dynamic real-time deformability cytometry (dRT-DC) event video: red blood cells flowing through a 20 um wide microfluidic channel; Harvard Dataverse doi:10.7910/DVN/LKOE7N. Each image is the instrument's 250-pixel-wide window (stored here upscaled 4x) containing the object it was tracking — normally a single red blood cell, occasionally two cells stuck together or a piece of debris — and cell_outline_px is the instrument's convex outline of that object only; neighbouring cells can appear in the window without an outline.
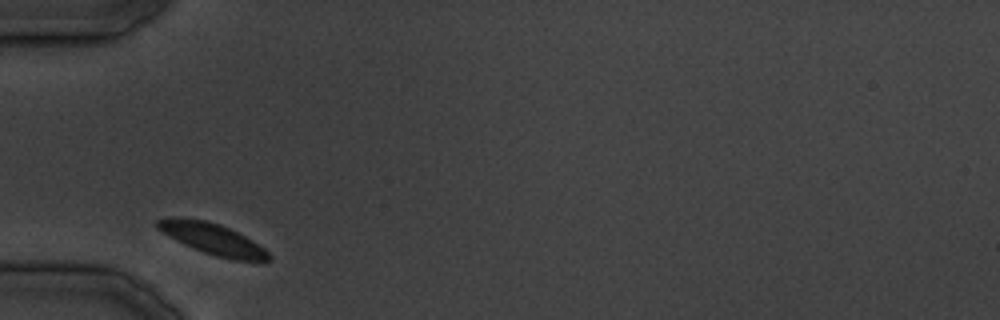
{"species": "common noctule bat (a hibernating species)", "species_latin": "Nyctalus noctula", "temperature_condition": "cold", "stored_images_in_passage": 24, "camera_frame_rate_fps": 3000, "um_per_image_px": 0.085, "animal": {"sex": "male", "body_mass_g": 19.5, "forearm_length_mm": 54.6}, "frame": {"image": 1, "passage_image": 1, "time_ms": 0.0, "image_size_px": [1000, 320], "cell_outline_px": [[272, 260], [264, 264], [232, 260], [216, 256], [192, 248], [160, 232], [156, 228], [156, 220], [172, 216], [176, 216], [204, 220], [220, 224], [252, 240], [264, 248], [272, 256]], "centroid_in_image_um": [18.12, 20.34], "position_along_channel_um": 66.9, "area_um2": 20.81}}
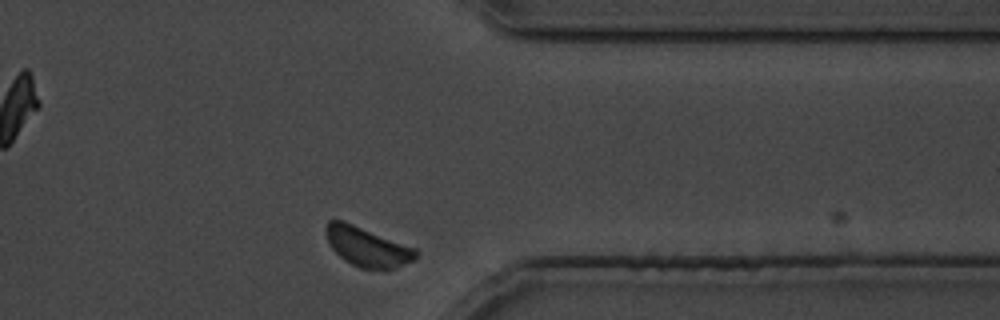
{"frame": {"image": 2, "passage_image": 21, "time_ms": 24.333, "image_size_px": [1000, 320], "cell_outline_px": [[420, 252], [416, 260], [384, 272], [360, 268], [344, 260], [328, 244], [324, 228], [328, 220], [344, 220], [416, 248]], "centroid_in_image_um": [31.25, 21.0], "position_along_channel_um": 380.2, "area_um2": 21.33}}
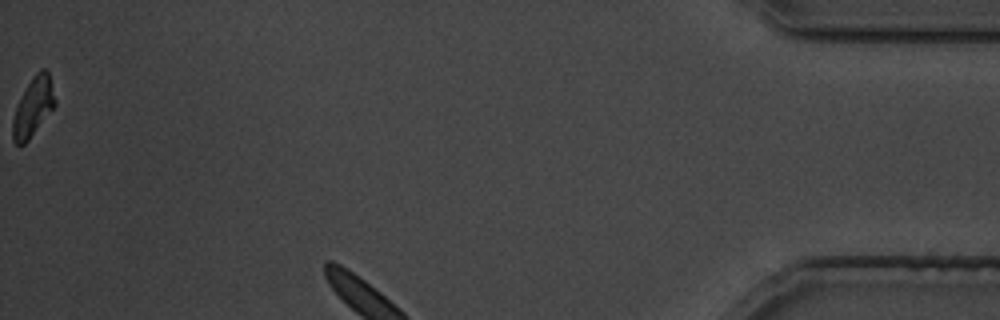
{"frame": {"image": 3, "passage_image": 24, "time_ms": 28.667, "image_size_px": [1000, 320], "cell_outline_px": [[56, 104], [28, 140], [24, 144], [16, 144], [12, 140], [12, 120], [20, 96], [36, 72], [40, 68], [48, 68], [56, 100]], "centroid_in_image_um": [2.82, 9.05], "position_along_channel_um": 432.4, "area_um2": 14.45}}